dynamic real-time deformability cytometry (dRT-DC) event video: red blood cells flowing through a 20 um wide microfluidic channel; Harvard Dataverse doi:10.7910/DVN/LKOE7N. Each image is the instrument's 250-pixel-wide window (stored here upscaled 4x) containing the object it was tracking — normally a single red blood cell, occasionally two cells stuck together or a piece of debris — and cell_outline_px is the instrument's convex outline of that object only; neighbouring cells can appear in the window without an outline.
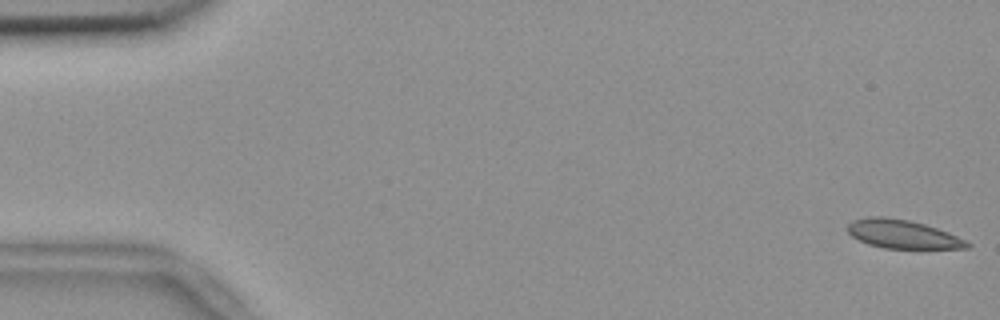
{"species": "common noctule bat (a hibernating species)", "species_latin": "Nyctalus noctula", "temperature_condition": "room temperature", "stored_images_in_passage": 55, "camera_frame_rate_fps": 3000, "um_per_image_px": 0.085, "animal": {"sex": "female", "body_mass_g": 18.4}, "frame": {"image": 1, "passage_image": 1, "time_ms": 0.0, "image_size_px": [1000, 320], "cell_outline_px": [[972, 244], [968, 248], [884, 248], [868, 244], [852, 236], [844, 228], [852, 220], [868, 216], [884, 216], [908, 220], [924, 224], [948, 232]], "centroid_in_image_um": [76.66, 19.89], "position_along_channel_um": 8.3, "area_um2": 19.83}}
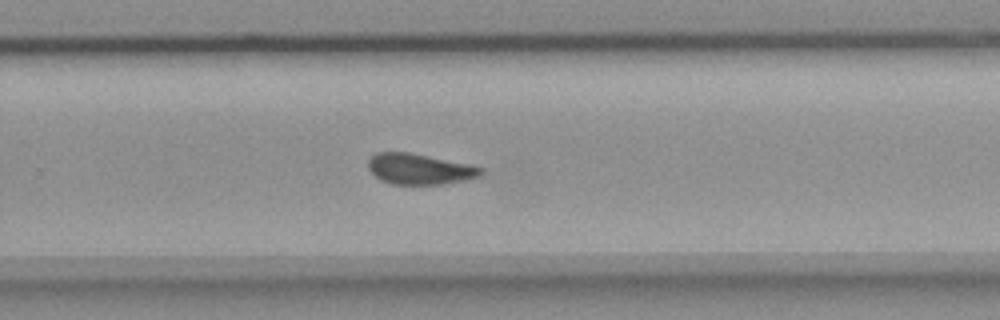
{"frame": {"image": 2, "passage_image": 36, "time_ms": 11.667, "image_size_px": [1000, 320], "cell_outline_px": [[484, 172], [480, 176], [464, 180], [444, 184], [392, 184], [380, 180], [368, 168], [368, 160], [376, 152], [408, 152], [468, 164], [484, 168]], "centroid_in_image_um": [35.66, 14.37], "position_along_channel_um": 294.1, "area_um2": 20.06}}
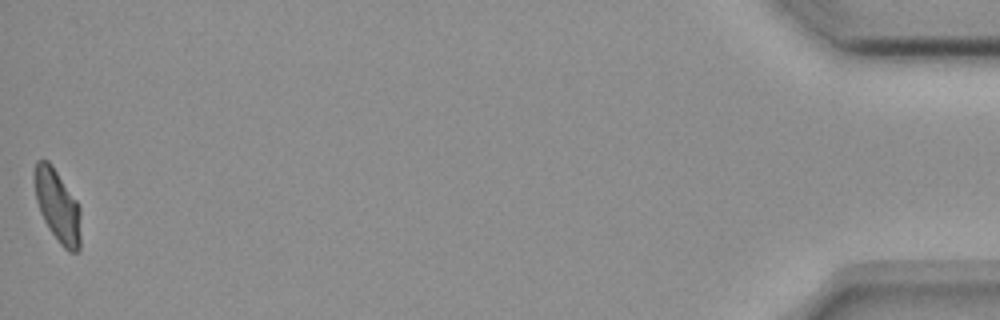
{"frame": {"image": 3, "passage_image": 55, "time_ms": 18.0, "image_size_px": [1000, 320], "cell_outline_px": [[80, 248], [76, 252], [68, 252], [60, 244], [48, 228], [40, 212], [36, 200], [36, 160], [48, 160], [52, 164], [76, 200], [80, 208]], "centroid_in_image_um": [4.92, 17.54], "position_along_channel_um": 430.3, "area_um2": 19.25}, "authors_computed_cell_mechanics": {"area_um2": 20.6346, "velocity_mm_per_s": 3.6679, "shape_relaxation_time_tau1_ms": 9.669, "shape_relaxation_time_tau2_ms": 2.0172, "deformation_change_tau1": 0.183, "deformation_change_tau2": 0.0682}}